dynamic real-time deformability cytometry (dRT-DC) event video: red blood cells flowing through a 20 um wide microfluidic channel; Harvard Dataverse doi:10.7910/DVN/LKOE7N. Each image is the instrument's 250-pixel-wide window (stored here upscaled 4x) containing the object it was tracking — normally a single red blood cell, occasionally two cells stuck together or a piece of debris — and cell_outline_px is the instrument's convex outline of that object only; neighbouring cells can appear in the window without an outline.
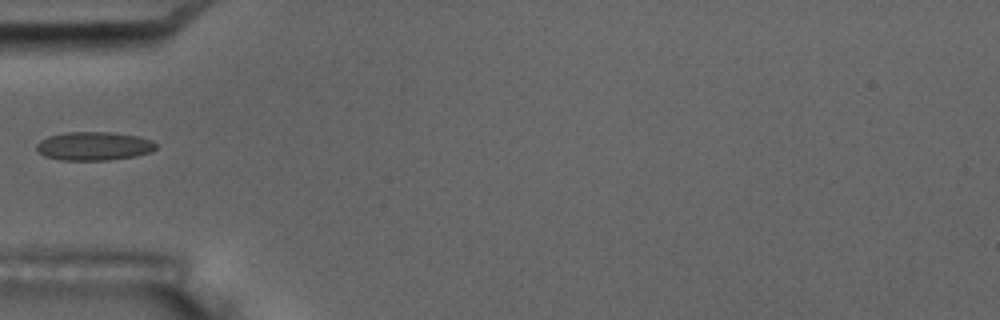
{"species": "common noctule bat (a hibernating species)", "species_latin": "Nyctalus noctula", "temperature_condition": "room temperature", "stored_images_in_passage": 3, "camera_frame_rate_fps": 3000, "um_per_image_px": 0.085, "animal": {"sex": "male", "body_mass_g": 17.5, "forearm_length_mm": 52.3}, "frame": {"image": 1, "passage_image": 1, "time_ms": 0.0, "image_size_px": [1000, 320], "cell_outline_px": [[156, 148], [152, 152], [136, 156], [108, 160], [60, 160], [44, 156], [36, 148], [36, 144], [40, 140], [48, 136], [68, 132], [108, 132], [140, 136], [152, 140], [156, 144]], "centroid_in_image_um": [8.0, 12.42], "position_along_channel_um": 77.0, "area_um2": 20.0}}